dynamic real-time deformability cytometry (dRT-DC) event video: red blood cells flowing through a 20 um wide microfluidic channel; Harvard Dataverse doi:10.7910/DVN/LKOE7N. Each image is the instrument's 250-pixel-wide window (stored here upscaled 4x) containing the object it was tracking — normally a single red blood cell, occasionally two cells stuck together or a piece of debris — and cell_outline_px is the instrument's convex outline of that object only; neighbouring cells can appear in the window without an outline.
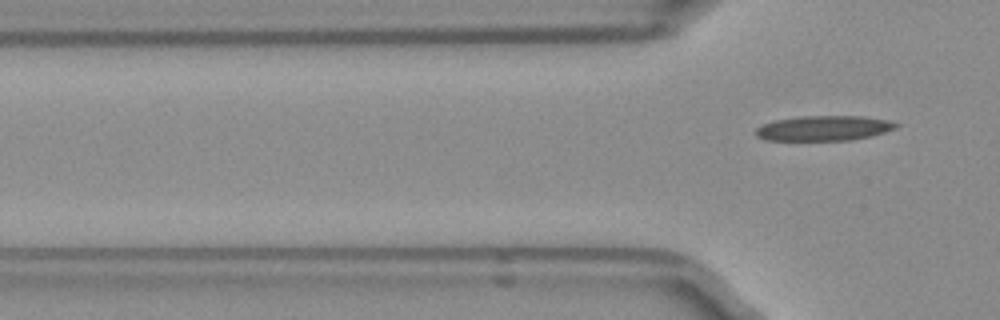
{"species": "Egyptian fruit bat (a non-hibernating species)", "species_latin": "Rousettus aegyptiacus", "temperature_condition": "room temperature", "stored_images_in_passage": 6, "camera_frame_rate_fps": 3000, "um_per_image_px": 0.085, "frame": {"image": 1, "passage_image": 6, "time_ms": 1.667, "image_size_px": [1000, 320], "cell_outline_px": [[900, 124], [896, 128], [884, 132], [852, 140], [768, 140], [756, 136], [756, 128], [764, 124], [776, 120], [800, 116], [864, 116], [888, 120]], "centroid_in_image_um": [70.04, 10.89], "position_along_channel_um": 55.8, "area_um2": 20.29}}